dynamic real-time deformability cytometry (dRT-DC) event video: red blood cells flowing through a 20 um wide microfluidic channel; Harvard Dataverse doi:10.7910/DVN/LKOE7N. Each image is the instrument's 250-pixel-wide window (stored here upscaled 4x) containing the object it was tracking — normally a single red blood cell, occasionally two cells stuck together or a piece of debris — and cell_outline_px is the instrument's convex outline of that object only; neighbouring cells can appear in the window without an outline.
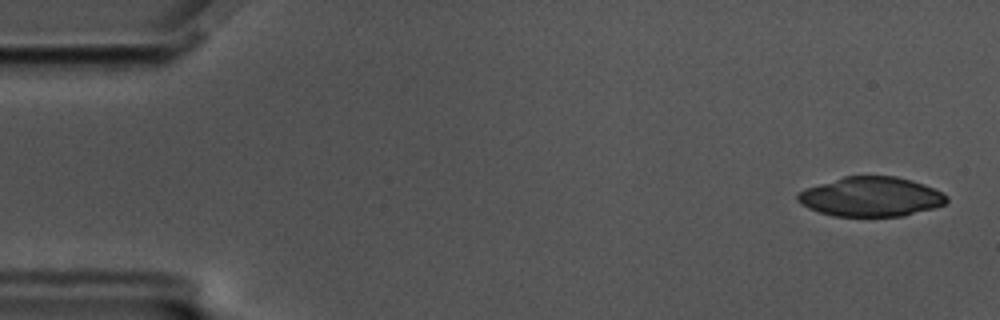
{"species": "common noctule bat (a hibernating species)", "species_latin": "Nyctalus noctula", "temperature_condition": "cold", "stored_images_in_passage": 55, "camera_frame_rate_fps": 3000, "um_per_image_px": 0.085, "animal": {"sex": "male", "body_mass_g": 17.5, "forearm_length_mm": 52.3}, "frame": {"image": 1, "passage_image": 1, "time_ms": 0.0, "image_size_px": [1000, 320], "cell_outline_px": [[948, 200], [944, 204], [932, 208], [904, 216], [832, 216], [808, 208], [796, 200], [796, 196], [804, 188], [844, 176], [896, 176], [912, 180], [924, 184], [948, 196]], "centroid_in_image_um": [74.01, 16.72], "position_along_channel_um": 11.0, "area_um2": 34.28}}